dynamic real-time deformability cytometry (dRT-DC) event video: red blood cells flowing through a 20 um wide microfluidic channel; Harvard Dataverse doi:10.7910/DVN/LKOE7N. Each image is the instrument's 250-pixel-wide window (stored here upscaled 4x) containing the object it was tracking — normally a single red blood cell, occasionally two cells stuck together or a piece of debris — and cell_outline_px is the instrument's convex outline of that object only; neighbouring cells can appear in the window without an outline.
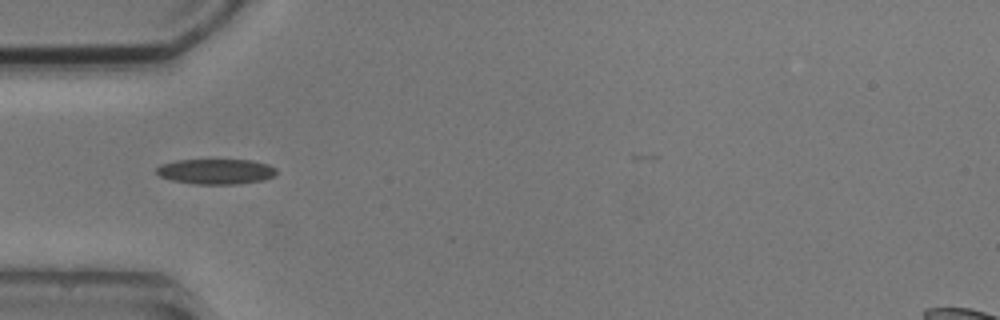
{"species": "common noctule bat (a hibernating species)", "species_latin": "Nyctalus noctula", "temperature_condition": "cold", "stored_images_in_passage": 10, "camera_frame_rate_fps": 3000, "um_per_image_px": 0.085, "animal": {"sex": "male", "body_mass_g": 20.5, "forearm_length_mm": 52.5}, "frame": {"image": 1, "passage_image": 5, "time_ms": 6.0, "image_size_px": [1000, 320], "cell_outline_px": [[276, 172], [272, 176], [264, 180], [236, 184], [196, 184], [172, 180], [160, 176], [156, 172], [156, 168], [160, 164], [176, 160], [252, 160], [268, 164], [276, 168]], "centroid_in_image_um": [18.34, 14.57], "position_along_channel_um": 66.7, "area_um2": 17.63}}